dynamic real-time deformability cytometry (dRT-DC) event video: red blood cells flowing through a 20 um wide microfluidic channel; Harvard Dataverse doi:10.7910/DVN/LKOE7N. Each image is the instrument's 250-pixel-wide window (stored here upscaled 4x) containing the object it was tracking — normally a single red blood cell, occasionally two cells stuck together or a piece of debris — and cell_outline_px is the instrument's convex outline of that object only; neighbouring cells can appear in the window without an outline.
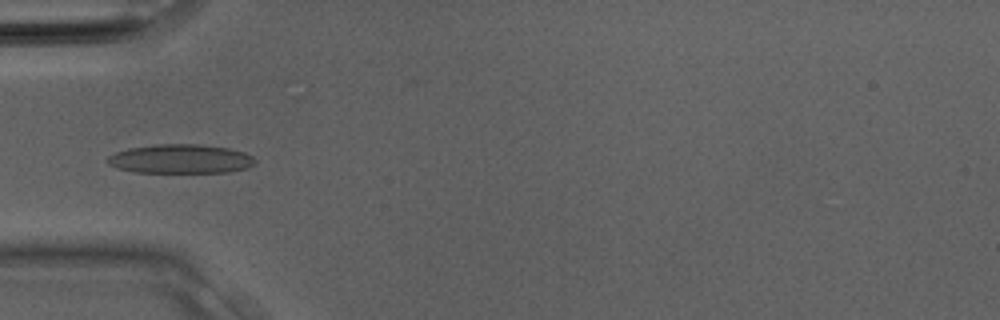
{"species": "Egyptian fruit bat (a non-hibernating species)", "species_latin": "Rousettus aegyptiacus", "temperature_condition": "room temperature", "stored_images_in_passage": 33, "camera_frame_rate_fps": 3000, "um_per_image_px": 0.085, "animal": {"sex": "male"}, "frame": {"image": 1, "passage_image": 11, "time_ms": 3.333, "image_size_px": [1000, 320], "cell_outline_px": [[256, 160], [248, 168], [232, 172], [136, 172], [116, 168], [108, 164], [108, 156], [116, 152], [128, 148], [156, 144], [200, 144], [228, 148], [244, 152], [252, 156]], "centroid_in_image_um": [15.35, 13.5], "position_along_channel_um": 69.6, "area_um2": 25.03}}
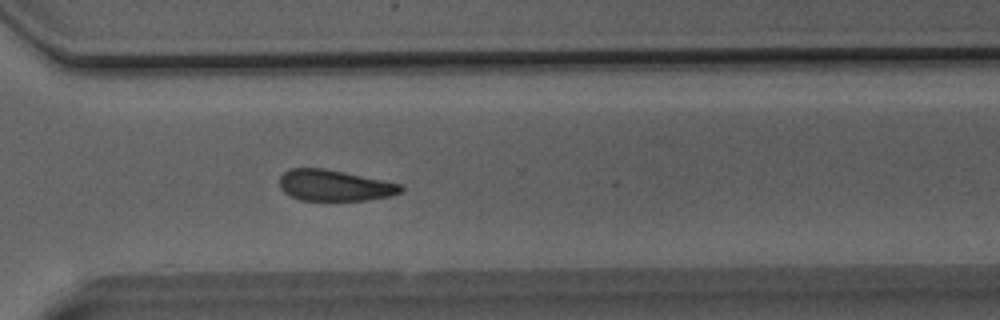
{"frame": {"image": 2, "passage_image": 24, "time_ms": 7.667, "image_size_px": [1000, 320], "cell_outline_px": [[404, 192], [392, 196], [368, 200], [300, 200], [288, 196], [280, 188], [280, 176], [288, 168], [324, 168], [400, 184], [404, 188]], "centroid_in_image_um": [28.42, 15.77], "position_along_channel_um": 342.2, "area_um2": 22.02}}
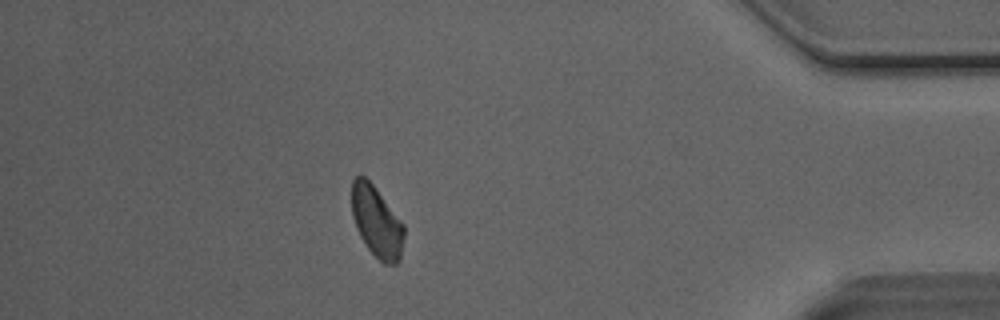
{"frame": {"image": 3, "passage_image": 29, "time_ms": 9.333, "image_size_px": [1000, 320], "cell_outline_px": [[404, 236], [400, 260], [396, 264], [384, 264], [368, 248], [360, 236], [356, 228], [352, 216], [352, 180], [356, 176], [364, 176], [372, 184], [404, 224]], "centroid_in_image_um": [32.02, 18.86], "position_along_channel_um": 403.2, "area_um2": 21.44}}